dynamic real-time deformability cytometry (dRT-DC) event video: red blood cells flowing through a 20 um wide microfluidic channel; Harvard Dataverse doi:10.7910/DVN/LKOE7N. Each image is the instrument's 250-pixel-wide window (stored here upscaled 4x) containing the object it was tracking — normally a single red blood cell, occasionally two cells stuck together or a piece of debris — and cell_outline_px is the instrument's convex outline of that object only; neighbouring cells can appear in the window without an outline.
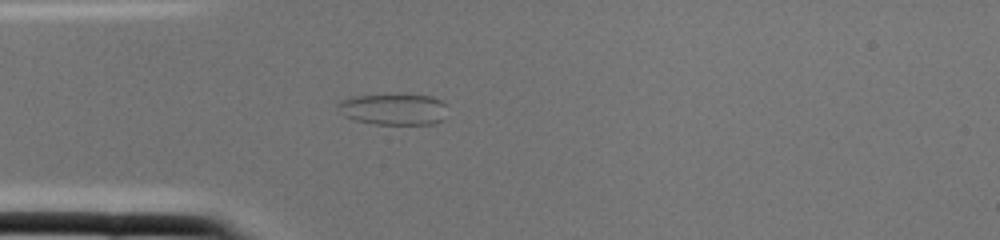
{"species": "common noctule bat (a hibernating species)", "species_latin": "Nyctalus noctula", "temperature_condition": "cold", "stored_images_in_passage": 1, "camera_frame_rate_fps": 3000, "um_per_image_px": 0.085, "animal": {"sex": "female", "body_mass_g": 22.0, "forearm_length_mm": 56.7}, "frame": {"image": 1, "passage_image": 1, "time_ms": 0.0, "image_size_px": [1000, 240], "cell_outline_px": [[448, 104], [444, 120], [432, 124], [376, 124], [356, 120], [344, 116], [336, 108], [336, 104], [340, 100], [352, 96], [432, 96]], "centroid_in_image_um": [33.47, 9.31], "position_along_channel_um": 51.5, "area_um2": 19.83}}